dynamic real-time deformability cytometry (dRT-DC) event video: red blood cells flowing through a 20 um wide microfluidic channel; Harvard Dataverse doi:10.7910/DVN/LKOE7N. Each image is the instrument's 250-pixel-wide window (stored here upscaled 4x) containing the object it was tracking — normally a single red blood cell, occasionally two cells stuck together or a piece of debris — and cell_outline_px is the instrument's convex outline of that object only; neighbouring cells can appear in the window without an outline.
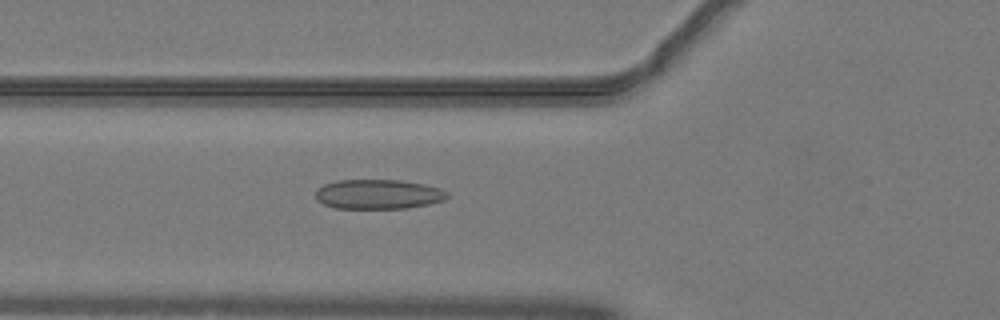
{"species": "common noctule bat (a hibernating species)", "species_latin": "Nyctalus noctula", "temperature_condition": "warm", "stored_images_in_passage": 48, "camera_frame_rate_fps": 3000, "um_per_image_px": 0.085, "animal": {"sex": "male", "body_mass_g": 19.2, "forearm_length_mm": 51.8}, "frame": {"image": 1, "passage_image": 15, "time_ms": 4.667, "image_size_px": [1000, 320], "cell_outline_px": [[448, 196], [444, 200], [428, 204], [408, 208], [336, 208], [324, 204], [316, 200], [316, 188], [324, 184], [336, 180], [400, 180], [424, 184], [440, 188], [448, 192]], "centroid_in_image_um": [32.14, 16.5], "position_along_channel_um": 93.7, "area_um2": 22.77}}
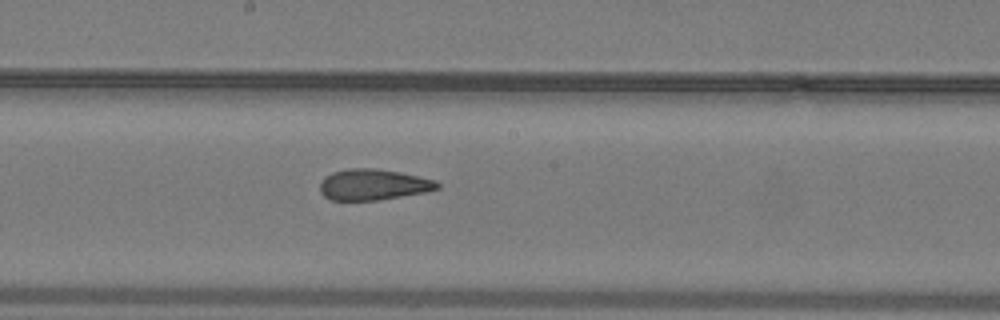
{"frame": {"image": 2, "passage_image": 24, "time_ms": 7.667, "image_size_px": [1000, 320], "cell_outline_px": [[440, 188], [424, 192], [376, 200], [332, 200], [324, 196], [320, 192], [320, 180], [324, 176], [332, 172], [348, 168], [372, 168], [400, 172], [436, 180], [440, 184]], "centroid_in_image_um": [31.69, 15.68], "position_along_channel_um": 216.5, "area_um2": 21.15}}
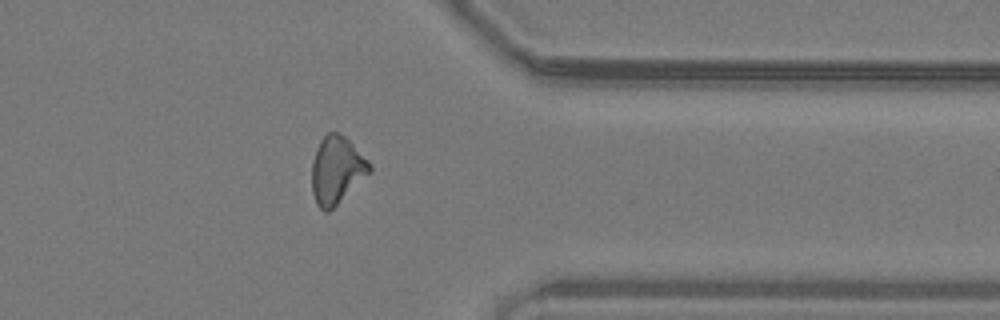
{"frame": {"image": 3, "passage_image": 37, "time_ms": 12.0, "image_size_px": [1000, 320], "cell_outline_px": [[372, 172], [328, 212], [324, 212], [316, 204], [312, 192], [312, 160], [316, 148], [320, 140], [328, 132], [340, 132], [368, 160], [372, 168]], "centroid_in_image_um": [28.61, 14.46], "position_along_channel_um": 382.8, "area_um2": 22.72}, "authors_computed_cell_mechanics": {"area_um2": 21.9929, "velocity_mm_per_s": 4.0635, "shape_relaxation_time_tau1_ms": null, "shape_relaxation_time_tau2_ms": 1.7073, "deformation_change_tau1": null, "deformation_change_tau2": 0.0854}}